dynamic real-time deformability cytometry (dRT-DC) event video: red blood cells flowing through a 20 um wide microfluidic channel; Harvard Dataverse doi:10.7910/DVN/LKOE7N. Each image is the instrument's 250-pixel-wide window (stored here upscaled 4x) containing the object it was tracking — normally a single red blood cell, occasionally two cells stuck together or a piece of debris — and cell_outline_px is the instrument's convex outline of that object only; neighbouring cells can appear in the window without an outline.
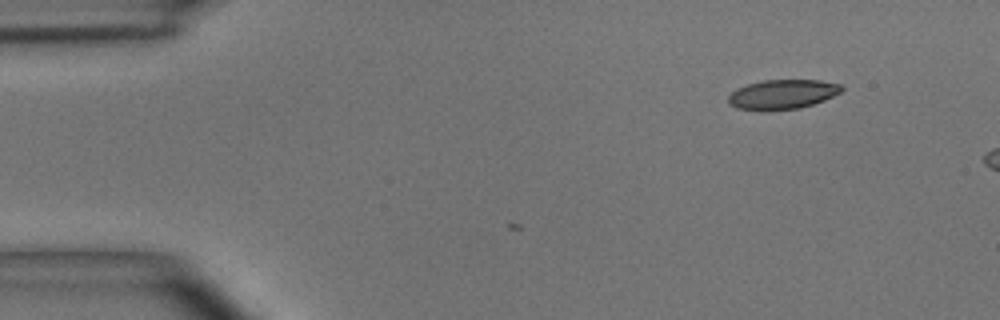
{"species": "common noctule bat (a hibernating species)", "species_latin": "Nyctalus noctula", "temperature_condition": "room temperature", "stored_images_in_passage": 2, "camera_frame_rate_fps": 3000, "um_per_image_px": 0.085, "animal": {"sex": "male", "body_mass_g": 15.6}, "frame": {"image": 1, "passage_image": 2, "time_ms": 0.333, "image_size_px": [1000, 320], "cell_outline_px": [[844, 88], [840, 92], [824, 100], [800, 108], [768, 112], [736, 108], [728, 104], [728, 96], [736, 88], [748, 84], [764, 80], [820, 80], [840, 84]], "centroid_in_image_um": [66.47, 8.04], "position_along_channel_um": 18.5, "area_um2": 19.77}}